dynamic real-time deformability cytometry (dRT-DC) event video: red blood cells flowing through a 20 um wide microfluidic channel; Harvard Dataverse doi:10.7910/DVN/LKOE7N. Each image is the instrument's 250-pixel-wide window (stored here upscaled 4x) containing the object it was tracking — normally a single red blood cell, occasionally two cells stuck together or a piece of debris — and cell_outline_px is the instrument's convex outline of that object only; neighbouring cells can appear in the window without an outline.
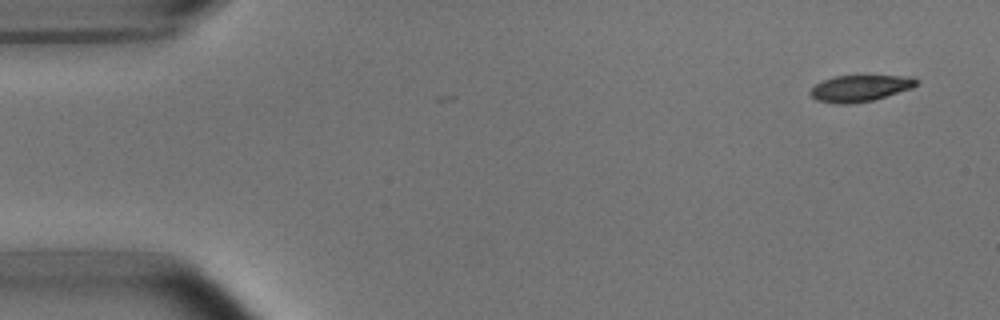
{"species": "common noctule bat (a hibernating species)", "species_latin": "Nyctalus noctula", "temperature_condition": "room temperature", "stored_images_in_passage": 3, "camera_frame_rate_fps": 3000, "um_per_image_px": 0.085, "animal": {"sex": "male", "body_mass_g": 15.6}, "frame": {"image": 1, "passage_image": 1, "time_ms": 0.0, "image_size_px": [1000, 320], "cell_outline_px": [[920, 80], [912, 88], [872, 100], [848, 104], [836, 104], [816, 100], [808, 92], [816, 84], [824, 80], [836, 76], [912, 76]], "centroid_in_image_um": [73.1, 7.5], "position_along_channel_um": 11.9, "area_um2": 16.18}}